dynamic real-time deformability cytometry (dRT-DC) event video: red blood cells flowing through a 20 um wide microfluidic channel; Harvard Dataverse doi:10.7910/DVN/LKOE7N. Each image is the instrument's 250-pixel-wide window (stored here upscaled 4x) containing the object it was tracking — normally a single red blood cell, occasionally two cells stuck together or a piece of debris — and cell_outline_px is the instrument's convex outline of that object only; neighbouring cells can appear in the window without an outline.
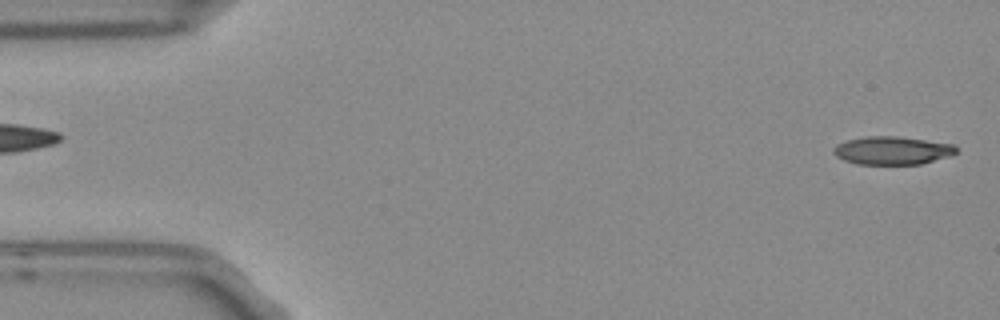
{"species": "Egyptian fruit bat (a non-hibernating species)", "species_latin": "Rousettus aegyptiacus", "temperature_condition": "room temperature", "stored_images_in_passage": 5, "segment_of_instrument_passage": [2, 2], "camera_frame_rate_fps": 3000, "um_per_image_px": 0.085, "frame": {"image": 1, "passage_image": 5, "time_ms": 1.333, "image_size_px": [1000, 320], "cell_outline_px": [[956, 152], [952, 156], [920, 164], [856, 164], [844, 160], [836, 156], [832, 152], [832, 148], [836, 144], [848, 140], [868, 136], [896, 136], [952, 144], [956, 148]], "centroid_in_image_um": [75.81, 12.8], "position_along_channel_um": 9.2, "area_um2": 20.06}}